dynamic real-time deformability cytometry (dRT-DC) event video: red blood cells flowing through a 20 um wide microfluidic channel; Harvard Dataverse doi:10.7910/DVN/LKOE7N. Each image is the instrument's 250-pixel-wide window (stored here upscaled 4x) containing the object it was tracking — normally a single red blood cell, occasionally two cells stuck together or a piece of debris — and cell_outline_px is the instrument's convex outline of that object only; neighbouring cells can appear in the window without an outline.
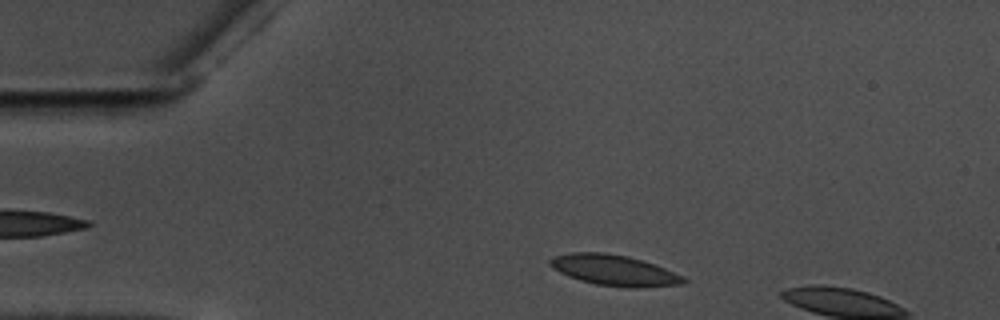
{"species": "common noctule bat (a hibernating species)", "species_latin": "Nyctalus noctula", "temperature_condition": "warm", "stored_images_in_passage": 8, "camera_frame_rate_fps": 3000, "um_per_image_px": 0.085, "animal": {"sex": "male", "body_mass_g": 17.5, "forearm_length_mm": 52.3}, "frame": {"image": 1, "passage_image": 4, "time_ms": 1.0, "image_size_px": [1000, 320], "cell_outline_px": [[688, 280], [684, 284], [636, 288], [596, 284], [580, 280], [568, 276], [552, 268], [548, 264], [548, 260], [552, 256], [572, 252], [604, 252], [628, 256], [664, 268], [684, 276]], "centroid_in_image_um": [52.18, 22.96], "position_along_channel_um": 32.8, "area_um2": 23.87}}